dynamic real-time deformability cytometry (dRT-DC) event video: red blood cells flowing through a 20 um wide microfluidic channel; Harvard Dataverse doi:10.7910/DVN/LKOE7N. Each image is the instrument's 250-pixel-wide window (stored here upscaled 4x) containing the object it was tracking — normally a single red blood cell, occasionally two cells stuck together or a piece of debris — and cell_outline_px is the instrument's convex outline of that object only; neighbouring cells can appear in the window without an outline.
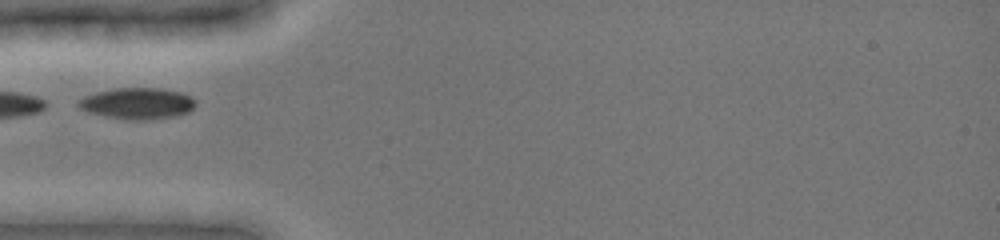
{"species": "common noctule bat (a hibernating species)", "species_latin": "Nyctalus noctula", "temperature_condition": "cold", "stored_images_in_passage": 5, "camera_frame_rate_fps": 3000, "um_per_image_px": 0.085, "animal": {"sex": "female", "body_mass_g": 19.0, "forearm_length_mm": 51.5}, "frame": {"image": 1, "passage_image": 1, "time_ms": 0.0, "image_size_px": [1000, 240], "cell_outline_px": [[196, 104], [188, 112], [180, 116], [144, 120], [124, 120], [104, 116], [88, 112], [80, 108], [76, 104], [76, 100], [84, 96], [96, 92], [112, 88], [160, 88], [180, 92], [196, 100]], "centroid_in_image_um": [11.64, 8.8], "position_along_channel_um": 73.4, "area_um2": 21.68}}